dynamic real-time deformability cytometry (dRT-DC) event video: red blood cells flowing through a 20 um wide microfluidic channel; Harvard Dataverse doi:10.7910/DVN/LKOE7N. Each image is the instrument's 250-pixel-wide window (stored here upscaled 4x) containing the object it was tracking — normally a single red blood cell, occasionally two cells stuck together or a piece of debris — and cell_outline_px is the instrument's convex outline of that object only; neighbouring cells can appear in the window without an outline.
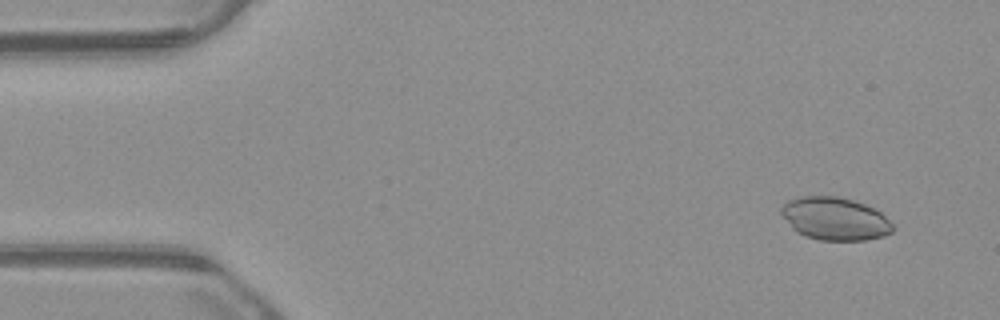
{"species": "common noctule bat (a hibernating species)", "species_latin": "Nyctalus noctula", "temperature_condition": "warm", "stored_images_in_passage": 51, "camera_frame_rate_fps": 3000, "um_per_image_px": 0.085, "animal": {"sex": "male", "body_mass_g": 23.1, "forearm_length_mm": 52.7}, "frame": {"image": 1, "passage_image": 2, "time_ms": 0.333, "image_size_px": [1000, 320], "cell_outline_px": [[896, 228], [892, 232], [884, 236], [864, 240], [820, 240], [804, 236], [796, 232], [792, 228], [780, 212], [780, 208], [788, 200], [800, 196], [836, 196], [852, 200], [864, 204], [880, 212]], "centroid_in_image_um": [70.96, 18.59], "position_along_channel_um": 14.0, "area_um2": 27.8}}
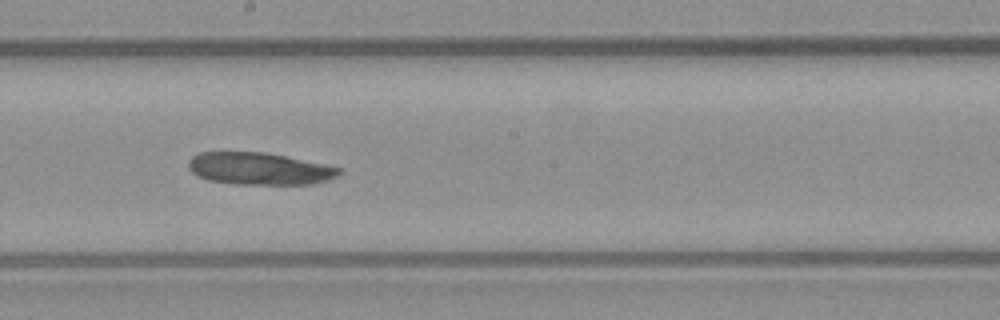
{"frame": {"image": 2, "passage_image": 27, "time_ms": 8.667, "image_size_px": [1000, 320], "cell_outline_px": [[344, 172], [328, 180], [312, 184], [236, 184], [208, 180], [196, 176], [188, 168], [188, 160], [192, 156], [200, 152], [264, 152], [284, 156], [340, 168]], "centroid_in_image_um": [21.99, 14.34], "position_along_channel_um": 226.2, "area_um2": 28.15}}
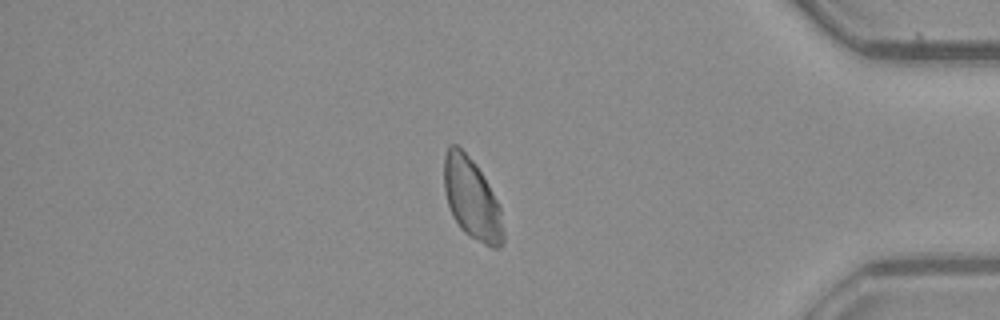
{"frame": {"image": 3, "passage_image": 43, "time_ms": 14.0, "image_size_px": [1000, 320], "cell_outline_px": [[504, 244], [500, 248], [492, 248], [468, 236], [460, 228], [452, 216], [444, 192], [444, 156], [448, 144], [456, 144], [476, 164], [500, 204], [504, 232]], "centroid_in_image_um": [40.11, 16.93], "position_along_channel_um": 395.1, "area_um2": 28.32}}